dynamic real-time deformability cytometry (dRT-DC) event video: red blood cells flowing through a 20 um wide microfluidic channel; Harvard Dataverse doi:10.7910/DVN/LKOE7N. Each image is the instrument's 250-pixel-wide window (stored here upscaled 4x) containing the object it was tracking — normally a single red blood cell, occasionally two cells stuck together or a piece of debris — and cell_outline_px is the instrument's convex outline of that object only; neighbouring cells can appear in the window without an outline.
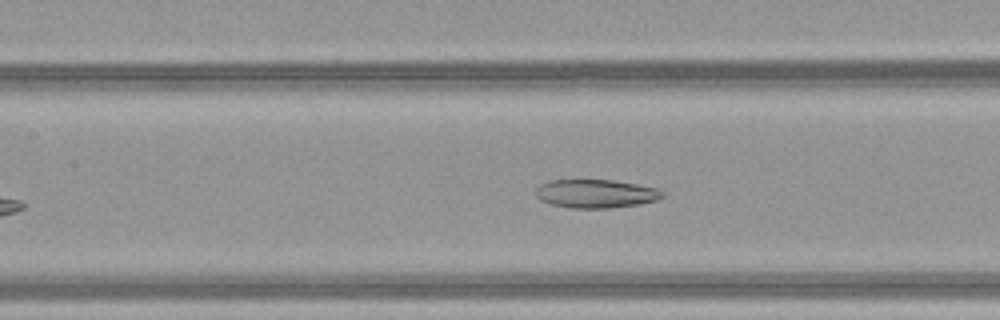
{"species": "common noctule bat (a hibernating species)", "species_latin": "Nyctalus noctula", "temperature_condition": "warm", "stored_images_in_passage": 31, "camera_frame_rate_fps": 3000, "um_per_image_px": 0.085, "animal": {"sex": "female", "body_mass_g": 21.9}, "frame": {"image": 1, "passage_image": 9, "time_ms": 2.667, "image_size_px": [1000, 320], "cell_outline_px": [[664, 196], [656, 200], [640, 204], [608, 208], [572, 208], [552, 204], [540, 200], [536, 196], [536, 188], [540, 184], [548, 180], [612, 180], [636, 184], [656, 188], [664, 192]], "centroid_in_image_um": [50.63, 16.46], "position_along_channel_um": 156.8, "area_um2": 20.98}}
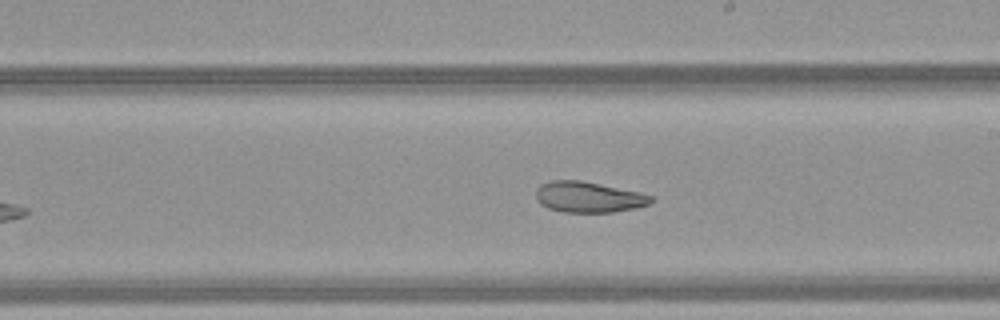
{"frame": {"image": 2, "passage_image": 15, "time_ms": 4.667, "image_size_px": [1000, 320], "cell_outline_px": [[652, 200], [648, 204], [636, 208], [612, 212], [564, 212], [548, 208], [540, 204], [536, 200], [536, 188], [540, 184], [552, 180], [580, 180], [640, 192], [652, 196]], "centroid_in_image_um": [49.98, 16.75], "position_along_channel_um": 239.0, "area_um2": 20.63}}
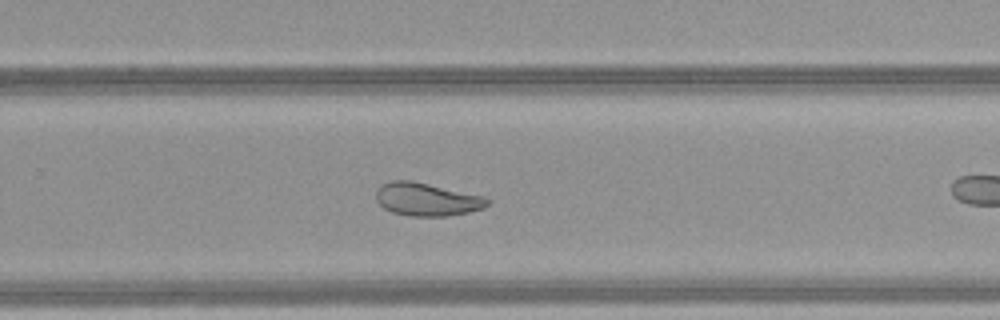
{"frame": {"image": 3, "passage_image": 19, "time_ms": 6.0, "image_size_px": [1000, 320], "cell_outline_px": [[492, 200], [484, 208], [468, 212], [444, 216], [408, 216], [392, 212], [384, 208], [376, 200], [376, 188], [380, 184], [392, 180], [412, 180], [484, 196]], "centroid_in_image_um": [36.26, 16.93], "position_along_channel_um": 293.5, "area_um2": 21.62}, "authors_computed_cell_mechanics": {"area_um2": 22.4842, "velocity_mm_per_s": 4.1109, "shape_relaxation_time_tau1_ms": null, "shape_relaxation_time_tau2_ms": 3.4, "deformation_change_tau1": null, "deformation_change_tau2": 0.1036}}